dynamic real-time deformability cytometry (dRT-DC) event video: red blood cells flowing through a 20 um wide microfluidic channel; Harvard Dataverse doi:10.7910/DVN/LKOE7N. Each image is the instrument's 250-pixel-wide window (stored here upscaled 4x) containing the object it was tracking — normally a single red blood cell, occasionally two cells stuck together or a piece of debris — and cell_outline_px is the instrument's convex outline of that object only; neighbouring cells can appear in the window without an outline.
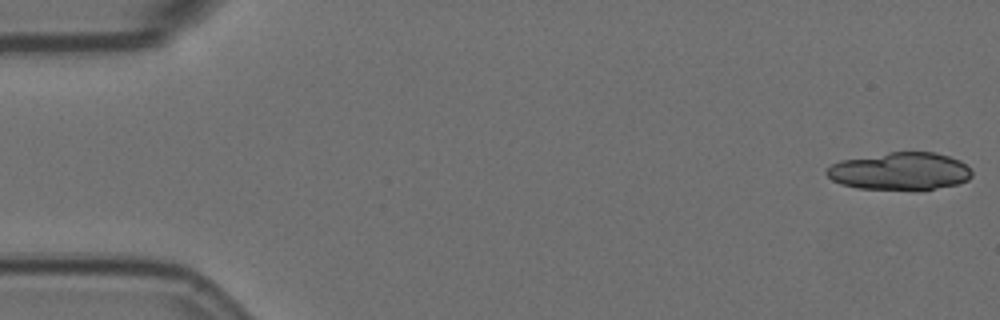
{"species": "Egyptian fruit bat (a non-hibernating species)", "species_latin": "Rousettus aegyptiacus", "temperature_condition": "room temperature", "stored_images_in_passage": 8, "camera_frame_rate_fps": 3000, "um_per_image_px": 0.085, "animal": {"sex": "female"}, "frame": {"image": 1, "passage_image": 1, "time_ms": 0.0, "image_size_px": [1000, 320], "cell_outline_px": [[972, 176], [968, 180], [956, 184], [920, 192], [916, 192], [856, 188], [840, 184], [832, 180], [824, 172], [832, 164], [840, 160], [888, 152], [936, 152], [960, 160], [972, 172]], "centroid_in_image_um": [76.49, 14.59], "position_along_channel_um": 8.5, "area_um2": 32.6}}